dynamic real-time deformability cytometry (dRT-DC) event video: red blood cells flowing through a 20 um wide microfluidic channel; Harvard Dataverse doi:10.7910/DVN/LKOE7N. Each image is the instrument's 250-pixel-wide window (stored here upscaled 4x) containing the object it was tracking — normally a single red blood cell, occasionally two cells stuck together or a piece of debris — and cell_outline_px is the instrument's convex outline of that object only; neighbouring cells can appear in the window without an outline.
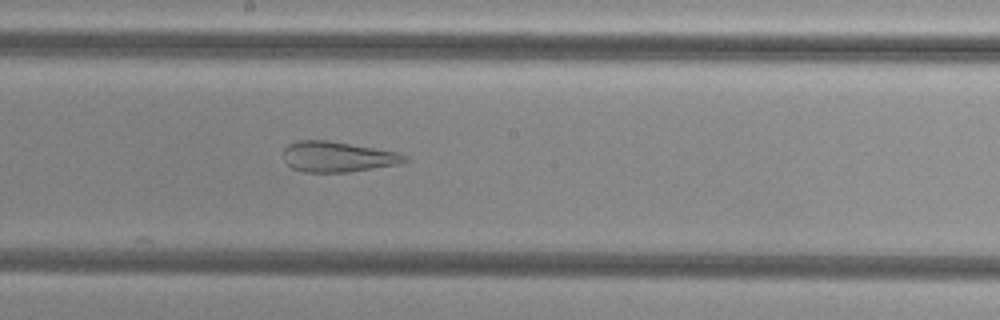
{"species": "common noctule bat (a hibernating species)", "species_latin": "Nyctalus noctula", "temperature_condition": "cold", "stored_images_in_passage": 33, "camera_frame_rate_fps": 3000, "um_per_image_px": 0.085, "animal": {"sex": "female", "body_mass_g": 29.2, "forearm_length_mm": 56.3}, "frame": {"image": 1, "passage_image": 23, "time_ms": 7.333, "image_size_px": [1000, 320], "cell_outline_px": [[408, 160], [400, 164], [348, 172], [304, 172], [292, 168], [284, 160], [284, 148], [288, 144], [300, 140], [324, 140], [396, 152], [408, 156]], "centroid_in_image_um": [28.68, 13.34], "position_along_channel_um": 219.5, "area_um2": 21.27}}